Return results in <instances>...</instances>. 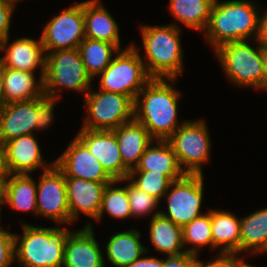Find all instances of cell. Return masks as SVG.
Masks as SVG:
<instances>
[{
    "mask_svg": "<svg viewBox=\"0 0 267 267\" xmlns=\"http://www.w3.org/2000/svg\"><path fill=\"white\" fill-rule=\"evenodd\" d=\"M88 116L82 128L89 130H114L134 118V101L123 94L91 92L84 96Z\"/></svg>",
    "mask_w": 267,
    "mask_h": 267,
    "instance_id": "obj_9",
    "label": "cell"
},
{
    "mask_svg": "<svg viewBox=\"0 0 267 267\" xmlns=\"http://www.w3.org/2000/svg\"><path fill=\"white\" fill-rule=\"evenodd\" d=\"M180 95L178 90L161 78H152L137 95L134 118L155 140H167L180 127L177 120Z\"/></svg>",
    "mask_w": 267,
    "mask_h": 267,
    "instance_id": "obj_1",
    "label": "cell"
},
{
    "mask_svg": "<svg viewBox=\"0 0 267 267\" xmlns=\"http://www.w3.org/2000/svg\"><path fill=\"white\" fill-rule=\"evenodd\" d=\"M91 76L87 73L78 48L52 51L46 54L43 77L44 95L59 98L57 90L67 88L85 94L91 90Z\"/></svg>",
    "mask_w": 267,
    "mask_h": 267,
    "instance_id": "obj_6",
    "label": "cell"
},
{
    "mask_svg": "<svg viewBox=\"0 0 267 267\" xmlns=\"http://www.w3.org/2000/svg\"><path fill=\"white\" fill-rule=\"evenodd\" d=\"M14 6L0 0V42L9 37L11 16Z\"/></svg>",
    "mask_w": 267,
    "mask_h": 267,
    "instance_id": "obj_38",
    "label": "cell"
},
{
    "mask_svg": "<svg viewBox=\"0 0 267 267\" xmlns=\"http://www.w3.org/2000/svg\"><path fill=\"white\" fill-rule=\"evenodd\" d=\"M197 257L198 256L195 255L193 267H241L245 262L241 257L238 258L236 253L219 252V254H217V259L207 264L198 260Z\"/></svg>",
    "mask_w": 267,
    "mask_h": 267,
    "instance_id": "obj_37",
    "label": "cell"
},
{
    "mask_svg": "<svg viewBox=\"0 0 267 267\" xmlns=\"http://www.w3.org/2000/svg\"><path fill=\"white\" fill-rule=\"evenodd\" d=\"M9 37L0 42V51L6 54L0 57V64L7 68L21 71L34 72L38 66H41L40 78L44 77L46 55L43 43L30 38H21L13 41L10 46H6Z\"/></svg>",
    "mask_w": 267,
    "mask_h": 267,
    "instance_id": "obj_17",
    "label": "cell"
},
{
    "mask_svg": "<svg viewBox=\"0 0 267 267\" xmlns=\"http://www.w3.org/2000/svg\"><path fill=\"white\" fill-rule=\"evenodd\" d=\"M121 182L113 180L108 183L104 189L100 211L97 221H100L106 211L111 217L123 219L132 216L127 187L115 188L113 185Z\"/></svg>",
    "mask_w": 267,
    "mask_h": 267,
    "instance_id": "obj_31",
    "label": "cell"
},
{
    "mask_svg": "<svg viewBox=\"0 0 267 267\" xmlns=\"http://www.w3.org/2000/svg\"><path fill=\"white\" fill-rule=\"evenodd\" d=\"M54 164L65 177L94 182H112L114 180L77 136L62 155L54 160Z\"/></svg>",
    "mask_w": 267,
    "mask_h": 267,
    "instance_id": "obj_13",
    "label": "cell"
},
{
    "mask_svg": "<svg viewBox=\"0 0 267 267\" xmlns=\"http://www.w3.org/2000/svg\"><path fill=\"white\" fill-rule=\"evenodd\" d=\"M258 9L251 1L232 0L214 3L205 34L214 50L229 42L259 37L260 18Z\"/></svg>",
    "mask_w": 267,
    "mask_h": 267,
    "instance_id": "obj_2",
    "label": "cell"
},
{
    "mask_svg": "<svg viewBox=\"0 0 267 267\" xmlns=\"http://www.w3.org/2000/svg\"><path fill=\"white\" fill-rule=\"evenodd\" d=\"M145 50V68L151 78L168 79L174 83L183 69V48L176 23L162 26H141Z\"/></svg>",
    "mask_w": 267,
    "mask_h": 267,
    "instance_id": "obj_3",
    "label": "cell"
},
{
    "mask_svg": "<svg viewBox=\"0 0 267 267\" xmlns=\"http://www.w3.org/2000/svg\"><path fill=\"white\" fill-rule=\"evenodd\" d=\"M36 99L10 102L0 108V141H7L36 130Z\"/></svg>",
    "mask_w": 267,
    "mask_h": 267,
    "instance_id": "obj_18",
    "label": "cell"
},
{
    "mask_svg": "<svg viewBox=\"0 0 267 267\" xmlns=\"http://www.w3.org/2000/svg\"><path fill=\"white\" fill-rule=\"evenodd\" d=\"M140 235L131 229L111 236L106 245V256L112 265L125 267L148 252L140 242Z\"/></svg>",
    "mask_w": 267,
    "mask_h": 267,
    "instance_id": "obj_25",
    "label": "cell"
},
{
    "mask_svg": "<svg viewBox=\"0 0 267 267\" xmlns=\"http://www.w3.org/2000/svg\"><path fill=\"white\" fill-rule=\"evenodd\" d=\"M37 185V214L44 215L59 223L70 224V213L67 202L65 176L53 164L43 171Z\"/></svg>",
    "mask_w": 267,
    "mask_h": 267,
    "instance_id": "obj_12",
    "label": "cell"
},
{
    "mask_svg": "<svg viewBox=\"0 0 267 267\" xmlns=\"http://www.w3.org/2000/svg\"><path fill=\"white\" fill-rule=\"evenodd\" d=\"M63 267H104V257L90 222L84 229L70 232L63 254Z\"/></svg>",
    "mask_w": 267,
    "mask_h": 267,
    "instance_id": "obj_16",
    "label": "cell"
},
{
    "mask_svg": "<svg viewBox=\"0 0 267 267\" xmlns=\"http://www.w3.org/2000/svg\"><path fill=\"white\" fill-rule=\"evenodd\" d=\"M7 164L11 174H27L44 168L49 169L53 164H46L41 150L33 134H26L4 143Z\"/></svg>",
    "mask_w": 267,
    "mask_h": 267,
    "instance_id": "obj_19",
    "label": "cell"
},
{
    "mask_svg": "<svg viewBox=\"0 0 267 267\" xmlns=\"http://www.w3.org/2000/svg\"><path fill=\"white\" fill-rule=\"evenodd\" d=\"M83 2L63 9L43 29L41 42L47 54L52 51L78 48L85 39Z\"/></svg>",
    "mask_w": 267,
    "mask_h": 267,
    "instance_id": "obj_11",
    "label": "cell"
},
{
    "mask_svg": "<svg viewBox=\"0 0 267 267\" xmlns=\"http://www.w3.org/2000/svg\"><path fill=\"white\" fill-rule=\"evenodd\" d=\"M14 235L0 227V267H10L15 260Z\"/></svg>",
    "mask_w": 267,
    "mask_h": 267,
    "instance_id": "obj_36",
    "label": "cell"
},
{
    "mask_svg": "<svg viewBox=\"0 0 267 267\" xmlns=\"http://www.w3.org/2000/svg\"><path fill=\"white\" fill-rule=\"evenodd\" d=\"M135 177H138L134 180ZM128 178L141 190L155 197L159 201L170 189L172 180L163 173L149 171H129Z\"/></svg>",
    "mask_w": 267,
    "mask_h": 267,
    "instance_id": "obj_33",
    "label": "cell"
},
{
    "mask_svg": "<svg viewBox=\"0 0 267 267\" xmlns=\"http://www.w3.org/2000/svg\"><path fill=\"white\" fill-rule=\"evenodd\" d=\"M264 89L267 91V47H263Z\"/></svg>",
    "mask_w": 267,
    "mask_h": 267,
    "instance_id": "obj_45",
    "label": "cell"
},
{
    "mask_svg": "<svg viewBox=\"0 0 267 267\" xmlns=\"http://www.w3.org/2000/svg\"><path fill=\"white\" fill-rule=\"evenodd\" d=\"M203 174H185L170 185V191L165 193L168 203V214H161L180 227H184L193 219L199 217L203 200Z\"/></svg>",
    "mask_w": 267,
    "mask_h": 267,
    "instance_id": "obj_10",
    "label": "cell"
},
{
    "mask_svg": "<svg viewBox=\"0 0 267 267\" xmlns=\"http://www.w3.org/2000/svg\"><path fill=\"white\" fill-rule=\"evenodd\" d=\"M118 142L123 164L134 169L146 148L155 142L148 130L135 118L112 130Z\"/></svg>",
    "mask_w": 267,
    "mask_h": 267,
    "instance_id": "obj_20",
    "label": "cell"
},
{
    "mask_svg": "<svg viewBox=\"0 0 267 267\" xmlns=\"http://www.w3.org/2000/svg\"><path fill=\"white\" fill-rule=\"evenodd\" d=\"M125 267H163V259L155 257H140Z\"/></svg>",
    "mask_w": 267,
    "mask_h": 267,
    "instance_id": "obj_40",
    "label": "cell"
},
{
    "mask_svg": "<svg viewBox=\"0 0 267 267\" xmlns=\"http://www.w3.org/2000/svg\"><path fill=\"white\" fill-rule=\"evenodd\" d=\"M58 99L43 95L36 99V130H43L50 127L53 122V109Z\"/></svg>",
    "mask_w": 267,
    "mask_h": 267,
    "instance_id": "obj_35",
    "label": "cell"
},
{
    "mask_svg": "<svg viewBox=\"0 0 267 267\" xmlns=\"http://www.w3.org/2000/svg\"><path fill=\"white\" fill-rule=\"evenodd\" d=\"M85 37L106 41L120 48L117 22L99 0L83 1Z\"/></svg>",
    "mask_w": 267,
    "mask_h": 267,
    "instance_id": "obj_21",
    "label": "cell"
},
{
    "mask_svg": "<svg viewBox=\"0 0 267 267\" xmlns=\"http://www.w3.org/2000/svg\"><path fill=\"white\" fill-rule=\"evenodd\" d=\"M161 211L153 214L150 220V240L159 252L171 255H180L186 252L183 247L182 227L163 216ZM183 249V250H181Z\"/></svg>",
    "mask_w": 267,
    "mask_h": 267,
    "instance_id": "obj_24",
    "label": "cell"
},
{
    "mask_svg": "<svg viewBox=\"0 0 267 267\" xmlns=\"http://www.w3.org/2000/svg\"><path fill=\"white\" fill-rule=\"evenodd\" d=\"M241 267H253V266H251V265L247 264L246 262H244Z\"/></svg>",
    "mask_w": 267,
    "mask_h": 267,
    "instance_id": "obj_47",
    "label": "cell"
},
{
    "mask_svg": "<svg viewBox=\"0 0 267 267\" xmlns=\"http://www.w3.org/2000/svg\"><path fill=\"white\" fill-rule=\"evenodd\" d=\"M240 252H267V207L240 219Z\"/></svg>",
    "mask_w": 267,
    "mask_h": 267,
    "instance_id": "obj_27",
    "label": "cell"
},
{
    "mask_svg": "<svg viewBox=\"0 0 267 267\" xmlns=\"http://www.w3.org/2000/svg\"><path fill=\"white\" fill-rule=\"evenodd\" d=\"M195 255L184 252L180 255L167 256V259L163 260V267H193Z\"/></svg>",
    "mask_w": 267,
    "mask_h": 267,
    "instance_id": "obj_39",
    "label": "cell"
},
{
    "mask_svg": "<svg viewBox=\"0 0 267 267\" xmlns=\"http://www.w3.org/2000/svg\"><path fill=\"white\" fill-rule=\"evenodd\" d=\"M0 173H10L6 159L5 146L1 141H0Z\"/></svg>",
    "mask_w": 267,
    "mask_h": 267,
    "instance_id": "obj_43",
    "label": "cell"
},
{
    "mask_svg": "<svg viewBox=\"0 0 267 267\" xmlns=\"http://www.w3.org/2000/svg\"><path fill=\"white\" fill-rule=\"evenodd\" d=\"M258 41L263 47H267V9L260 18V31Z\"/></svg>",
    "mask_w": 267,
    "mask_h": 267,
    "instance_id": "obj_41",
    "label": "cell"
},
{
    "mask_svg": "<svg viewBox=\"0 0 267 267\" xmlns=\"http://www.w3.org/2000/svg\"><path fill=\"white\" fill-rule=\"evenodd\" d=\"M121 48L106 41L85 38L78 46L82 62L92 79L102 73L113 60V52Z\"/></svg>",
    "mask_w": 267,
    "mask_h": 267,
    "instance_id": "obj_29",
    "label": "cell"
},
{
    "mask_svg": "<svg viewBox=\"0 0 267 267\" xmlns=\"http://www.w3.org/2000/svg\"><path fill=\"white\" fill-rule=\"evenodd\" d=\"M120 181L121 183L123 181H130L126 187L132 216H146L158 207V202L160 201L146 193L144 190H141L131 181V179L126 177Z\"/></svg>",
    "mask_w": 267,
    "mask_h": 267,
    "instance_id": "obj_34",
    "label": "cell"
},
{
    "mask_svg": "<svg viewBox=\"0 0 267 267\" xmlns=\"http://www.w3.org/2000/svg\"><path fill=\"white\" fill-rule=\"evenodd\" d=\"M157 146L151 143L140 158L139 164L130 171H149L163 173L172 181L185 175L181 169L176 154L167 140H155Z\"/></svg>",
    "mask_w": 267,
    "mask_h": 267,
    "instance_id": "obj_22",
    "label": "cell"
},
{
    "mask_svg": "<svg viewBox=\"0 0 267 267\" xmlns=\"http://www.w3.org/2000/svg\"><path fill=\"white\" fill-rule=\"evenodd\" d=\"M1 1H3L5 3L12 4V5H15L16 2L21 1V0H1Z\"/></svg>",
    "mask_w": 267,
    "mask_h": 267,
    "instance_id": "obj_46",
    "label": "cell"
},
{
    "mask_svg": "<svg viewBox=\"0 0 267 267\" xmlns=\"http://www.w3.org/2000/svg\"><path fill=\"white\" fill-rule=\"evenodd\" d=\"M255 49L247 40L229 42L214 51L224 73L234 84L264 89L263 46Z\"/></svg>",
    "mask_w": 267,
    "mask_h": 267,
    "instance_id": "obj_5",
    "label": "cell"
},
{
    "mask_svg": "<svg viewBox=\"0 0 267 267\" xmlns=\"http://www.w3.org/2000/svg\"><path fill=\"white\" fill-rule=\"evenodd\" d=\"M77 137L114 180L128 177L130 170L123 164L116 135L112 130L81 128Z\"/></svg>",
    "mask_w": 267,
    "mask_h": 267,
    "instance_id": "obj_14",
    "label": "cell"
},
{
    "mask_svg": "<svg viewBox=\"0 0 267 267\" xmlns=\"http://www.w3.org/2000/svg\"><path fill=\"white\" fill-rule=\"evenodd\" d=\"M183 243L192 244V248L185 249L186 252L198 255L200 247L210 245L213 249L211 232V210L207 214H201L199 217L187 223L183 228ZM198 247V248H197Z\"/></svg>",
    "mask_w": 267,
    "mask_h": 267,
    "instance_id": "obj_32",
    "label": "cell"
},
{
    "mask_svg": "<svg viewBox=\"0 0 267 267\" xmlns=\"http://www.w3.org/2000/svg\"><path fill=\"white\" fill-rule=\"evenodd\" d=\"M4 104H5V100H4L3 66L0 64V108Z\"/></svg>",
    "mask_w": 267,
    "mask_h": 267,
    "instance_id": "obj_44",
    "label": "cell"
},
{
    "mask_svg": "<svg viewBox=\"0 0 267 267\" xmlns=\"http://www.w3.org/2000/svg\"><path fill=\"white\" fill-rule=\"evenodd\" d=\"M37 185L31 175L11 174L7 182L5 205L18 211H33L37 215Z\"/></svg>",
    "mask_w": 267,
    "mask_h": 267,
    "instance_id": "obj_28",
    "label": "cell"
},
{
    "mask_svg": "<svg viewBox=\"0 0 267 267\" xmlns=\"http://www.w3.org/2000/svg\"><path fill=\"white\" fill-rule=\"evenodd\" d=\"M21 224L23 235H14L15 258L20 266L62 267L64 245L71 231Z\"/></svg>",
    "mask_w": 267,
    "mask_h": 267,
    "instance_id": "obj_4",
    "label": "cell"
},
{
    "mask_svg": "<svg viewBox=\"0 0 267 267\" xmlns=\"http://www.w3.org/2000/svg\"><path fill=\"white\" fill-rule=\"evenodd\" d=\"M70 224L79 216V212L98 218L103 192L110 182H94L81 178L65 177Z\"/></svg>",
    "mask_w": 267,
    "mask_h": 267,
    "instance_id": "obj_15",
    "label": "cell"
},
{
    "mask_svg": "<svg viewBox=\"0 0 267 267\" xmlns=\"http://www.w3.org/2000/svg\"><path fill=\"white\" fill-rule=\"evenodd\" d=\"M3 81L5 104L37 99L44 95L43 78L37 82L34 72L3 66Z\"/></svg>",
    "mask_w": 267,
    "mask_h": 267,
    "instance_id": "obj_23",
    "label": "cell"
},
{
    "mask_svg": "<svg viewBox=\"0 0 267 267\" xmlns=\"http://www.w3.org/2000/svg\"><path fill=\"white\" fill-rule=\"evenodd\" d=\"M11 173H0V206L6 199L7 182Z\"/></svg>",
    "mask_w": 267,
    "mask_h": 267,
    "instance_id": "obj_42",
    "label": "cell"
},
{
    "mask_svg": "<svg viewBox=\"0 0 267 267\" xmlns=\"http://www.w3.org/2000/svg\"><path fill=\"white\" fill-rule=\"evenodd\" d=\"M211 232L213 249L224 245L220 252H240V219L232 213L211 209Z\"/></svg>",
    "mask_w": 267,
    "mask_h": 267,
    "instance_id": "obj_26",
    "label": "cell"
},
{
    "mask_svg": "<svg viewBox=\"0 0 267 267\" xmlns=\"http://www.w3.org/2000/svg\"><path fill=\"white\" fill-rule=\"evenodd\" d=\"M214 0H170L172 15L187 27L205 31Z\"/></svg>",
    "mask_w": 267,
    "mask_h": 267,
    "instance_id": "obj_30",
    "label": "cell"
},
{
    "mask_svg": "<svg viewBox=\"0 0 267 267\" xmlns=\"http://www.w3.org/2000/svg\"><path fill=\"white\" fill-rule=\"evenodd\" d=\"M101 75L99 89L120 93L135 101L139 92L152 79L137 47L131 45L117 52Z\"/></svg>",
    "mask_w": 267,
    "mask_h": 267,
    "instance_id": "obj_7",
    "label": "cell"
},
{
    "mask_svg": "<svg viewBox=\"0 0 267 267\" xmlns=\"http://www.w3.org/2000/svg\"><path fill=\"white\" fill-rule=\"evenodd\" d=\"M204 120L183 121L167 139L185 174H203L202 166L209 160L210 137ZM184 164V166H183Z\"/></svg>",
    "mask_w": 267,
    "mask_h": 267,
    "instance_id": "obj_8",
    "label": "cell"
}]
</instances>
